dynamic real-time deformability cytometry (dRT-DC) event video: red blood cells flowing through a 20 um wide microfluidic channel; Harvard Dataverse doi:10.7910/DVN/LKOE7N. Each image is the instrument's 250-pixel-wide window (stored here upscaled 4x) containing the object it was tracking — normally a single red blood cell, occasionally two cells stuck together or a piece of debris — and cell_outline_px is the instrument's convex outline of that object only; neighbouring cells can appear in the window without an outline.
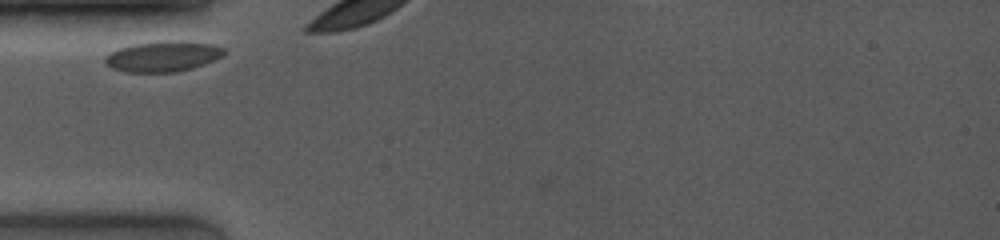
{"species": "common noctule bat (a hibernating species)", "species_latin": "Nyctalus noctula", "temperature_condition": "room temperature", "stored_images_in_passage": 4, "camera_frame_rate_fps": 4000, "um_per_image_px": 0.085, "animal": {"sex": "female", "body_mass_g": 19.0, "forearm_length_mm": 53.3}, "frame": {"image": 1, "passage_image": 1, "time_ms": 0.0, "image_size_px": [1000, 240], "cell_outline_px": [[224, 52], [220, 56], [204, 64], [192, 68], [176, 72], [124, 72], [112, 68], [104, 60], [104, 56], [108, 52], [132, 44], [168, 40], [180, 40], [212, 44], [224, 48]], "centroid_in_image_um": [13.8, 4.78], "position_along_channel_um": 71.2, "area_um2": 21.15}}